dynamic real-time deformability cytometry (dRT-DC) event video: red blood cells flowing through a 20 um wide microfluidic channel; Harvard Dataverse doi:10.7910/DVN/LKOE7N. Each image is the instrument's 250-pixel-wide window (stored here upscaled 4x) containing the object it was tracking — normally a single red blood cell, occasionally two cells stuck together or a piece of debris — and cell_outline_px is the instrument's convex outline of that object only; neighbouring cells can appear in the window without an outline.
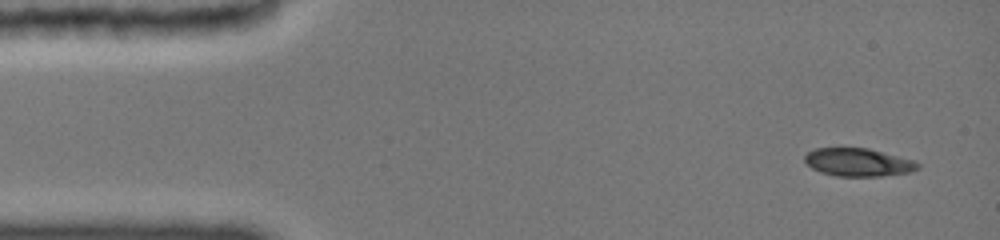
{"species": "common noctule bat (a hibernating species)", "species_latin": "Nyctalus noctula", "temperature_condition": "cold", "stored_images_in_passage": 7, "camera_frame_rate_fps": 3000, "um_per_image_px": 0.085, "animal": {"sex": "female", "body_mass_g": 19.0, "forearm_length_mm": 51.5}, "frame": {"image": 1, "passage_image": 1, "time_ms": 0.0, "image_size_px": [1000, 240], "cell_outline_px": [[920, 168], [912, 172], [880, 176], [836, 176], [820, 172], [812, 168], [804, 160], [804, 156], [808, 152], [816, 148], [868, 148], [916, 160], [920, 164]], "centroid_in_image_um": [72.99, 13.79], "position_along_channel_um": 12.0, "area_um2": 18.61}}
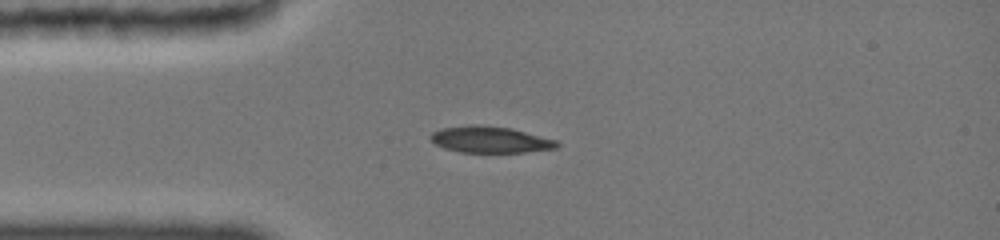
{"frame": {"image": 2, "passage_image": 6, "time_ms": 3.0, "image_size_px": [1000, 240], "cell_outline_px": [[560, 144], [556, 148], [524, 152], [460, 152], [444, 148], [436, 144], [428, 136], [432, 132], [444, 128], [508, 128], [556, 140]], "centroid_in_image_um": [41.7, 11.93], "position_along_channel_um": 43.3, "area_um2": 18.15}}